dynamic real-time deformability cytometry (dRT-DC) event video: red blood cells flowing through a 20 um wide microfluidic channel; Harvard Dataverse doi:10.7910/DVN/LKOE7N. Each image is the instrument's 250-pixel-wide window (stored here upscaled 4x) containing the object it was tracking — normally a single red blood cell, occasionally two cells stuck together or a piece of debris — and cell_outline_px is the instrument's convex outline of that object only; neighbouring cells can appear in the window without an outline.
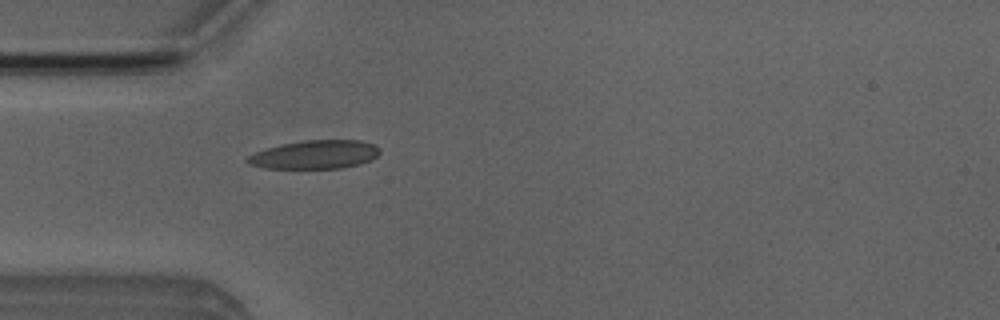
{"species": "Egyptian fruit bat (a non-hibernating species)", "species_latin": "Rousettus aegyptiacus", "temperature_condition": "room temperature", "stored_images_in_passage": 5, "camera_frame_rate_fps": 3000, "um_per_image_px": 0.085, "animal": {"sex": "male"}, "frame": {"image": 1, "passage_image": 5, "time_ms": 4.667, "image_size_px": [1000, 320], "cell_outline_px": [[380, 152], [372, 160], [360, 164], [340, 168], [264, 168], [248, 164], [244, 160], [248, 156], [256, 152], [280, 144], [304, 140], [360, 140], [376, 144], [380, 148]], "centroid_in_image_um": [26.79, 13.13], "position_along_channel_um": 58.2, "area_um2": 22.14}}